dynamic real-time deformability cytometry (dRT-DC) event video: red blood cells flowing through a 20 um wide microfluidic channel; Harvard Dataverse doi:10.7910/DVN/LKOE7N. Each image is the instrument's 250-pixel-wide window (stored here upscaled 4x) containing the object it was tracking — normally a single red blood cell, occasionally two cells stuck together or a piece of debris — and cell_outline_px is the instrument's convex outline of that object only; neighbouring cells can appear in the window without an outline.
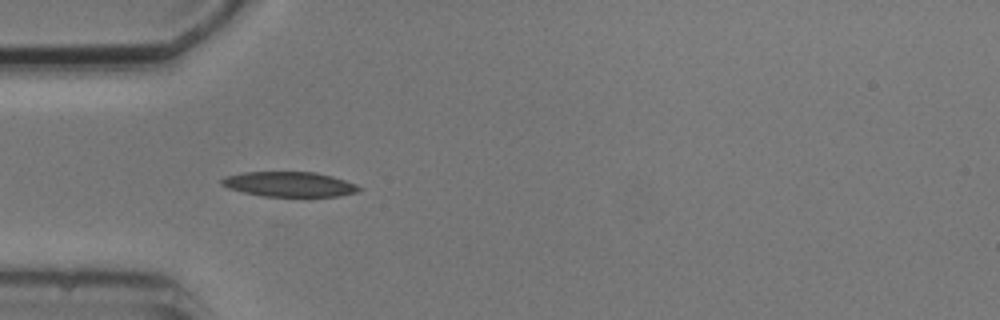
{"species": "common noctule bat (a hibernating species)", "species_latin": "Nyctalus noctula", "temperature_condition": "cold", "stored_images_in_passage": 10, "camera_frame_rate_fps": 3000, "um_per_image_px": 0.085, "animal": {"sex": "male", "body_mass_g": 20.5, "forearm_length_mm": 52.5}, "frame": {"image": 1, "passage_image": 1, "time_ms": 0.0, "image_size_px": [1000, 320], "cell_outline_px": [[360, 192], [336, 196], [264, 196], [244, 192], [228, 188], [220, 184], [220, 180], [224, 176], [244, 172], [316, 172], [332, 176], [356, 184], [360, 188]], "centroid_in_image_um": [24.57, 15.65], "position_along_channel_um": 60.4, "area_um2": 19.88}}
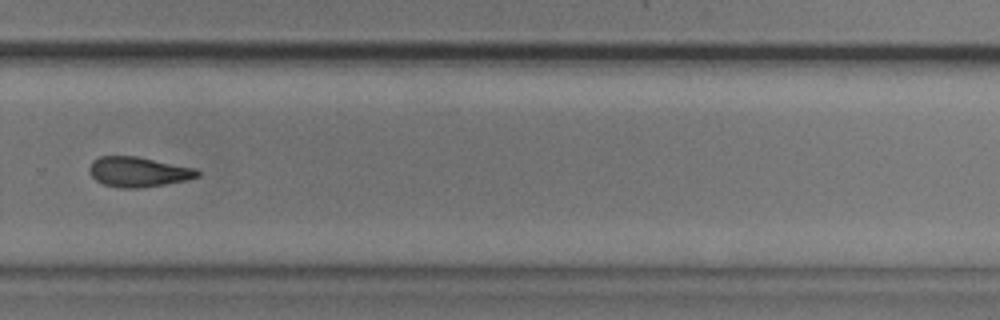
{"frame": {"image": 2, "passage_image": 7, "time_ms": 7.0, "image_size_px": [1000, 320], "cell_outline_px": [[200, 176], [188, 180], [140, 188], [120, 188], [104, 184], [96, 180], [88, 172], [88, 168], [92, 160], [100, 156], [136, 156], [196, 168], [200, 172]], "centroid_in_image_um": [11.75, 14.6], "position_along_channel_um": 318.0, "area_um2": 19.02}}
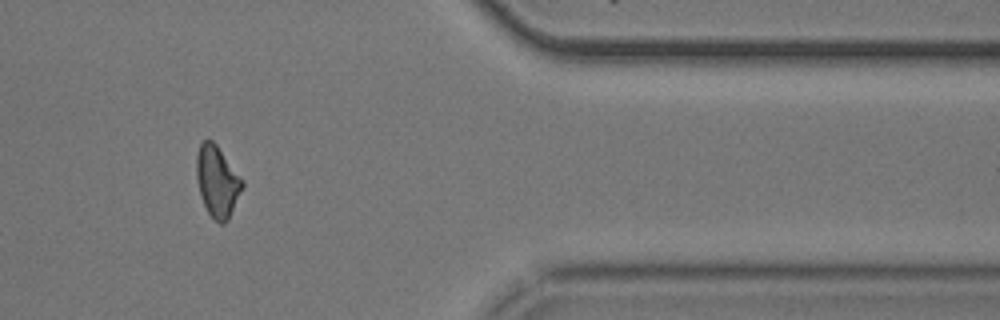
{"frame": {"image": 3, "passage_image": 9, "time_ms": 9.667, "image_size_px": [1000, 320], "cell_outline_px": [[244, 184], [228, 220], [224, 224], [220, 224], [208, 212], [200, 196], [196, 176], [196, 156], [200, 144], [204, 140], [212, 140], [216, 144], [244, 180]], "centroid_in_image_um": [18.46, 15.41], "position_along_channel_um": 392.9, "area_um2": 18.9}, "authors_computed_cell_mechanics": {"area_um2": 19.3341, "velocity_mm_per_s": 3.7119, "shape_relaxation_time_tau1_ms": null, "shape_relaxation_time_tau2_ms": 4.1228, "deformation_change_tau1": null, "deformation_change_tau2": 0.1048}}